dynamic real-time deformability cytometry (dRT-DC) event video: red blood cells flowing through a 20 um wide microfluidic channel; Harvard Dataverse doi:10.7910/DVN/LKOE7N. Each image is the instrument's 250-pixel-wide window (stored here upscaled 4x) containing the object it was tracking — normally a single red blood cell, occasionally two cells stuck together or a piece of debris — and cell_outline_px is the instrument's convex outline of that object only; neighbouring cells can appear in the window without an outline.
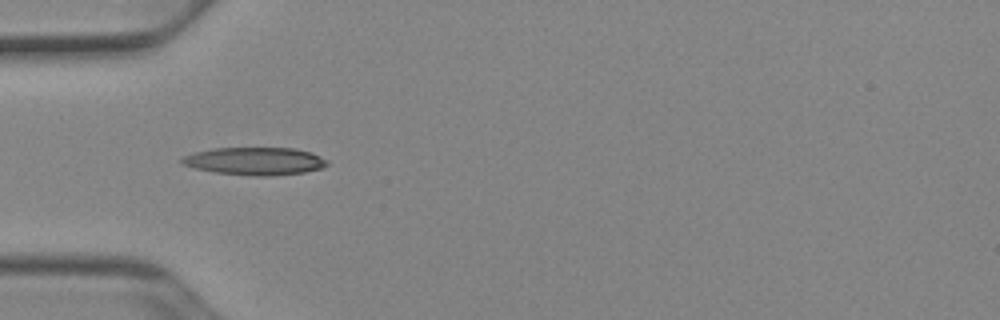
{"species": "Egyptian fruit bat (a non-hibernating species)", "species_latin": "Rousettus aegyptiacus", "temperature_condition": "cold", "stored_images_in_passage": 36, "camera_frame_rate_fps": 3000, "um_per_image_px": 0.085, "animal": {"sex": "female"}, "frame": {"image": 1, "passage_image": 1, "time_ms": 0.0, "image_size_px": [1000, 320], "cell_outline_px": [[328, 164], [320, 168], [304, 172], [268, 176], [252, 176], [216, 172], [196, 168], [180, 164], [180, 160], [184, 156], [196, 152], [212, 148], [296, 148], [312, 152], [328, 160]], "centroid_in_image_um": [21.68, 13.69], "position_along_channel_um": 63.3, "area_um2": 23.41}}
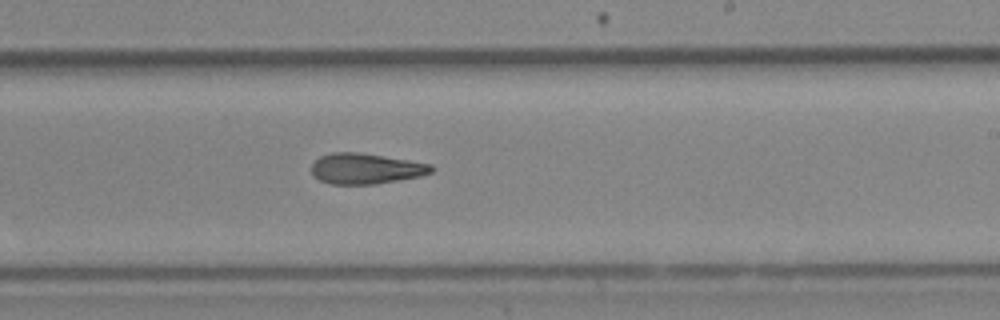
{"frame": {"image": 2, "passage_image": 16, "time_ms": 5.0, "image_size_px": [1000, 320], "cell_outline_px": [[436, 168], [432, 172], [420, 176], [376, 184], [332, 184], [320, 180], [312, 172], [312, 164], [320, 156], [332, 152], [356, 152], [384, 156], [432, 164]], "centroid_in_image_um": [31.12, 14.33], "position_along_channel_um": 257.9, "area_um2": 21.27}}
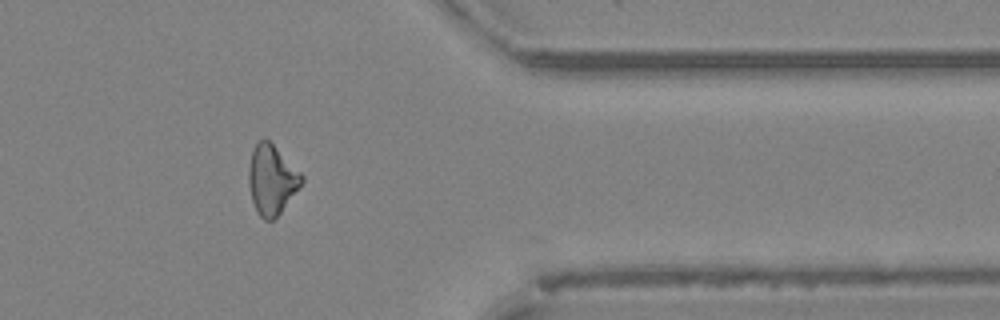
{"frame": {"image": 3, "passage_image": 27, "time_ms": 8.667, "image_size_px": [1000, 320], "cell_outline_px": [[304, 180], [280, 212], [272, 220], [264, 220], [256, 212], [252, 200], [248, 180], [248, 168], [252, 152], [256, 144], [260, 140], [268, 140], [304, 176]], "centroid_in_image_um": [23.07, 15.29], "position_along_channel_um": 388.3, "area_um2": 20.92}, "authors_computed_cell_mechanics": {"area_um2": 21.3282, "velocity_mm_per_s": 3.9378, "shape_relaxation_time_tau1_ms": null, "shape_relaxation_time_tau2_ms": 3.9336, "deformation_change_tau1": null, "deformation_change_tau2": 0.1447}}